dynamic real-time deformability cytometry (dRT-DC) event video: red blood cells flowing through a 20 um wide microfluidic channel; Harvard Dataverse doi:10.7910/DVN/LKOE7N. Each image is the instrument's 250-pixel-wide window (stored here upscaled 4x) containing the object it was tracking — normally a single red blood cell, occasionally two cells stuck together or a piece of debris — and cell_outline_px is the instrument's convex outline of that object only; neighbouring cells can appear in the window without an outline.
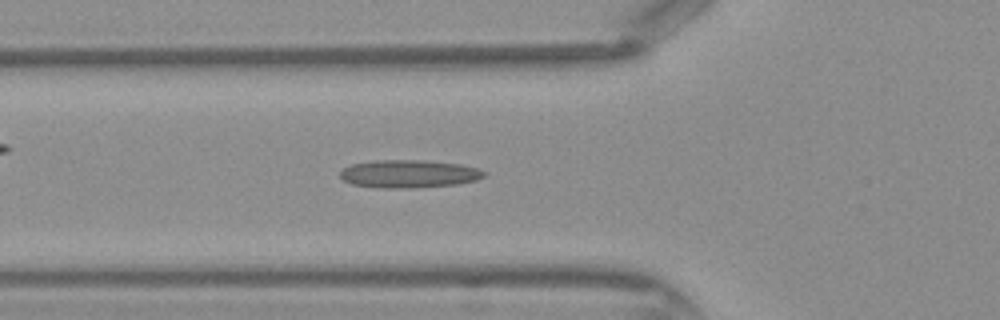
{"species": "Egyptian fruit bat (a non-hibernating species)", "species_latin": "Rousettus aegyptiacus", "temperature_condition": "warm", "stored_images_in_passage": 45, "camera_frame_rate_fps": 3000, "um_per_image_px": 0.085, "frame": {"image": 1, "passage_image": 16, "time_ms": 5.0, "image_size_px": [1000, 320], "cell_outline_px": [[488, 172], [484, 176], [476, 180], [460, 184], [412, 188], [380, 188], [352, 184], [344, 180], [340, 176], [340, 172], [344, 168], [352, 164], [376, 160], [424, 160], [460, 164], [476, 168]], "centroid_in_image_um": [34.78, 14.78], "position_along_channel_um": 91.0, "area_um2": 23.47}}
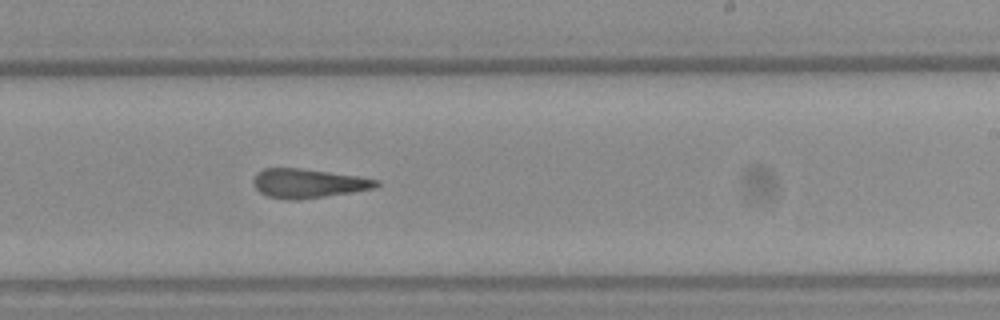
{"frame": {"image": 2, "passage_image": 27, "time_ms": 8.667, "image_size_px": [1000, 320], "cell_outline_px": [[380, 184], [376, 188], [352, 192], [300, 200], [284, 200], [268, 196], [260, 192], [252, 184], [252, 180], [256, 172], [264, 168], [300, 168], [356, 176], [380, 180]], "centroid_in_image_um": [26.16, 15.59], "position_along_channel_um": 262.8, "area_um2": 20.98}}
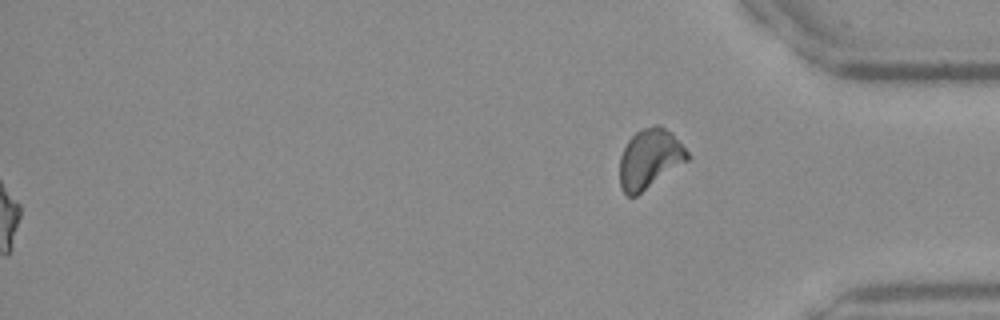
{"frame": {"image": 3, "passage_image": 45, "time_ms": 14.667, "image_size_px": [1000, 320], "cell_outline_px": [[688, 160], [636, 196], [628, 196], [620, 188], [620, 156], [628, 140], [636, 132], [644, 128], [656, 124], [660, 124], [672, 132], [688, 152]], "centroid_in_image_um": [55.21, 13.48], "position_along_channel_um": 380.0, "area_um2": 23.35}}